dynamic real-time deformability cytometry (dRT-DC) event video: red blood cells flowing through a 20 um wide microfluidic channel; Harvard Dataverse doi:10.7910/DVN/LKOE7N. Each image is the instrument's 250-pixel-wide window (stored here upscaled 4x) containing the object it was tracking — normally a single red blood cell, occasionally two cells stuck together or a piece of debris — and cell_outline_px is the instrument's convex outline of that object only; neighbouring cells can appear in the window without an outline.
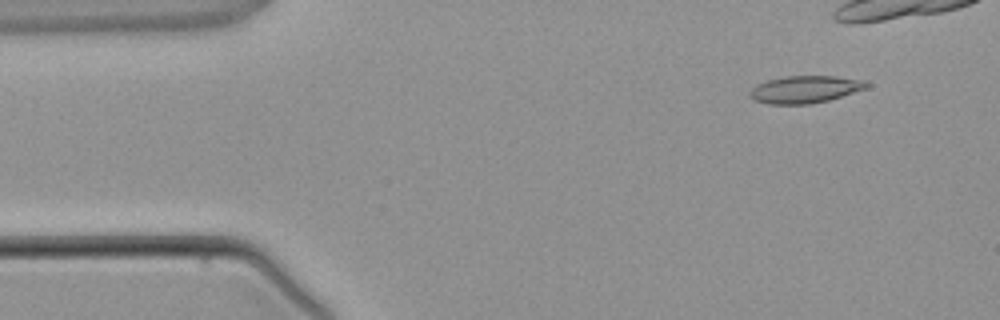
{"species": "common noctule bat (a hibernating species)", "species_latin": "Nyctalus noctula", "temperature_condition": "warm", "stored_images_in_passage": 4, "camera_frame_rate_fps": 3000, "um_per_image_px": 0.085, "animal": {"sex": "male", "body_mass_g": 21.5, "forearm_length_mm": 52.0}, "frame": {"image": 1, "passage_image": 1, "time_ms": 0.0, "image_size_px": [1000, 320], "cell_outline_px": [[872, 84], [864, 88], [828, 100], [808, 104], [768, 104], [752, 100], [748, 96], [748, 92], [756, 84], [768, 80], [784, 76], [836, 76], [864, 80]], "centroid_in_image_um": [68.35, 7.59], "position_along_channel_um": 16.6, "area_um2": 18.55}}